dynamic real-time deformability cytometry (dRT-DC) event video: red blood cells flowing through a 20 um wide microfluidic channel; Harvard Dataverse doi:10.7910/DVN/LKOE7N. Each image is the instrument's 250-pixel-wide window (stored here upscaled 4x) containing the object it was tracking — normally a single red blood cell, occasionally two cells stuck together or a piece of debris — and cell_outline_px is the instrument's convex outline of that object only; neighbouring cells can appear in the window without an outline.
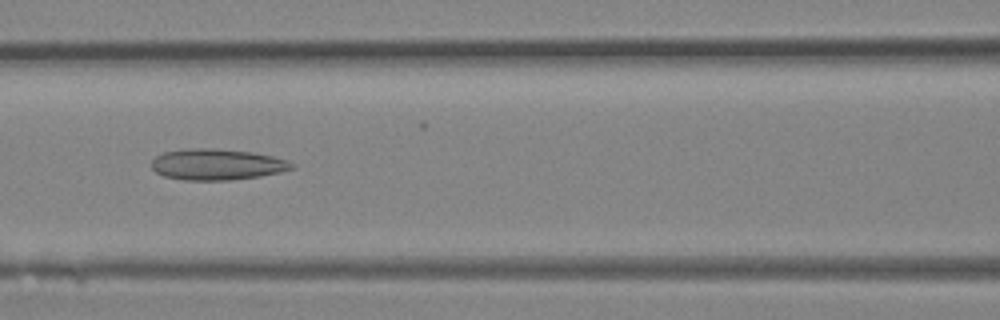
{"species": "Egyptian fruit bat (a non-hibernating species)", "species_latin": "Rousettus aegyptiacus", "temperature_condition": "room temperature", "stored_images_in_passage": 36, "camera_frame_rate_fps": 3000, "um_per_image_px": 0.085, "animal": {"sex": "female"}, "frame": {"image": 1, "passage_image": 15, "time_ms": 4.667, "image_size_px": [1000, 320], "cell_outline_px": [[296, 168], [280, 172], [260, 176], [232, 180], [184, 180], [164, 176], [156, 172], [152, 168], [152, 160], [156, 156], [164, 152], [188, 148], [212, 148], [252, 152], [272, 156], [288, 160], [296, 164]], "centroid_in_image_um": [18.47, 13.98], "position_along_channel_um": 148.1, "area_um2": 25.55}}
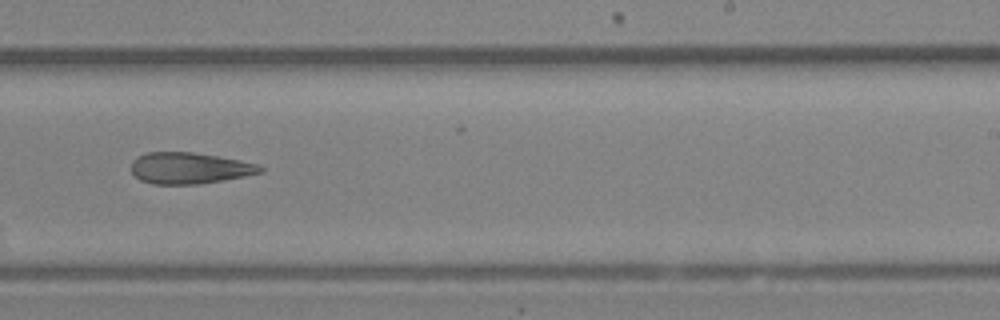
{"frame": {"image": 2, "passage_image": 22, "time_ms": 7.0, "image_size_px": [1000, 320], "cell_outline_px": [[264, 172], [224, 180], [200, 184], [152, 184], [140, 180], [132, 172], [132, 160], [136, 156], [148, 152], [192, 152], [240, 160], [260, 164], [264, 168]], "centroid_in_image_um": [16.11, 14.29], "position_along_channel_um": 272.9, "area_um2": 23.64}}
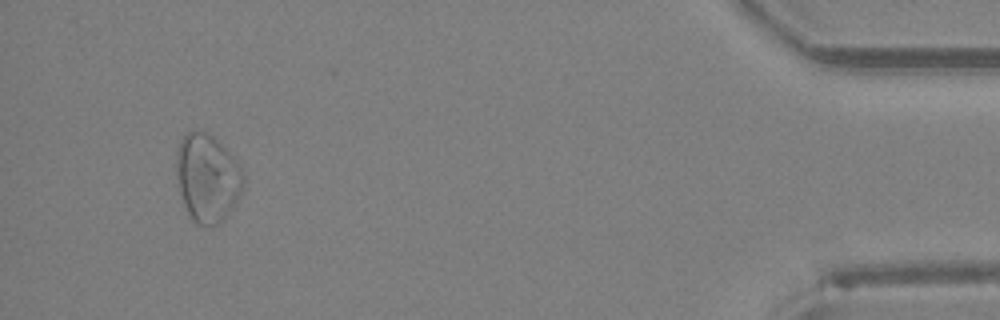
{"frame": {"image": 3, "passage_image": 34, "time_ms": 11.0, "image_size_px": [1000, 320], "cell_outline_px": [[244, 188], [240, 196], [232, 208], [216, 224], [196, 224], [192, 220], [184, 204], [176, 184], [176, 152], [180, 140], [184, 132], [192, 128], [204, 132], [212, 136], [236, 160], [244, 176]], "centroid_in_image_um": [17.58, 15.08], "position_along_channel_um": 417.6, "area_um2": 34.39}}